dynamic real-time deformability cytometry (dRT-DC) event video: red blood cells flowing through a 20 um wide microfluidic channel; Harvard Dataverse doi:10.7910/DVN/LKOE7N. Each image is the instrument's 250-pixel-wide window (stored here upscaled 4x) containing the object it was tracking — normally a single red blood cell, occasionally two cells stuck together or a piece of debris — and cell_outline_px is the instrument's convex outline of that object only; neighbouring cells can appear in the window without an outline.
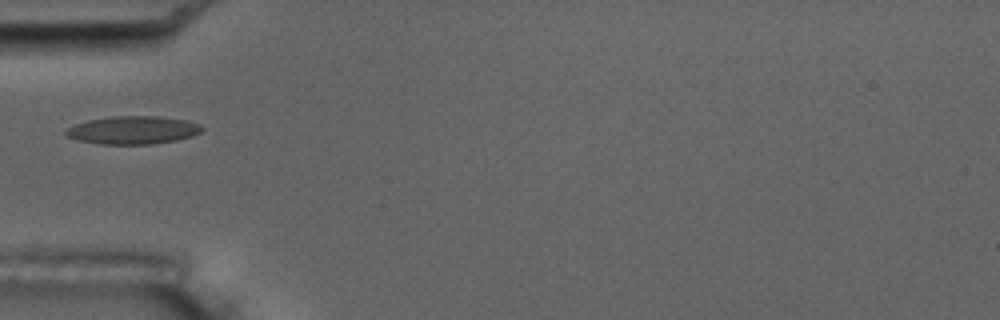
{"species": "common noctule bat (a hibernating species)", "species_latin": "Nyctalus noctula", "temperature_condition": "room temperature", "stored_images_in_passage": 34, "camera_frame_rate_fps": 3000, "um_per_image_px": 0.085, "animal": {"sex": "male", "body_mass_g": 17.5, "forearm_length_mm": 52.3}, "frame": {"image": 1, "passage_image": 1, "time_ms": 0.0, "image_size_px": [1000, 320], "cell_outline_px": [[204, 128], [200, 132], [192, 136], [176, 140], [152, 144], [100, 144], [76, 140], [68, 136], [64, 132], [64, 128], [88, 120], [112, 116], [160, 116], [188, 120], [200, 124]], "centroid_in_image_um": [11.3, 11.05], "position_along_channel_um": 73.7, "area_um2": 22.37}}
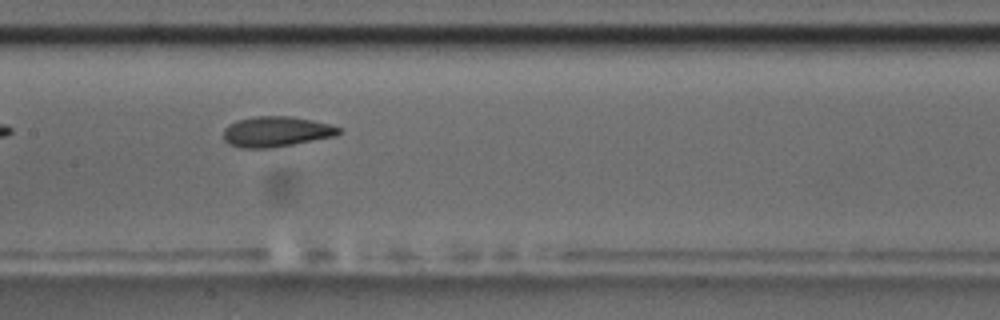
{"frame": {"image": 2, "passage_image": 10, "time_ms": 3.0, "image_size_px": [1000, 320], "cell_outline_px": [[340, 132], [336, 136], [272, 148], [240, 148], [228, 144], [224, 140], [224, 128], [228, 124], [236, 120], [256, 116], [292, 116], [312, 120], [328, 124], [340, 128]], "centroid_in_image_um": [23.44, 11.19], "position_along_channel_um": 184.0, "area_um2": 20.52}}